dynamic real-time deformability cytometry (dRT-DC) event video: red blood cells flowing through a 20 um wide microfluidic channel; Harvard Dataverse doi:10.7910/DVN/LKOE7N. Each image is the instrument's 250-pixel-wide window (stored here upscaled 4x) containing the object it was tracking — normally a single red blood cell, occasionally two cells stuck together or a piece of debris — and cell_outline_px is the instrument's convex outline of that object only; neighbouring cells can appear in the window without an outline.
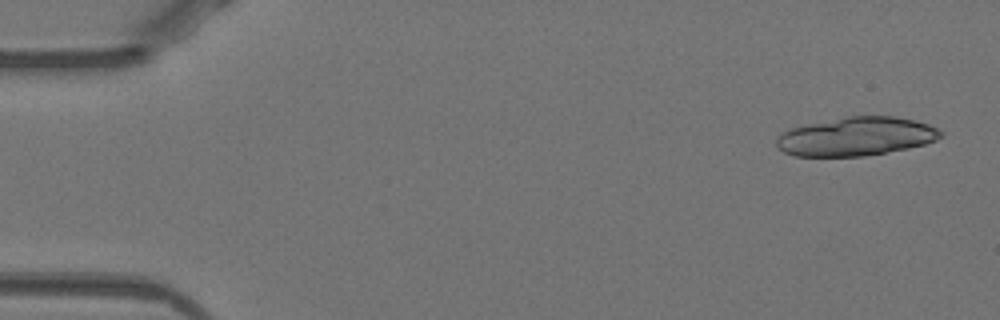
{"species": "Egyptian fruit bat (a non-hibernating species)", "species_latin": "Rousettus aegyptiacus", "temperature_condition": "warm", "stored_images_in_passage": 19, "camera_frame_rate_fps": 3000, "um_per_image_px": 0.085, "animal": {"sex": "female"}, "frame": {"image": 1, "passage_image": 2, "time_ms": 0.333, "image_size_px": [1000, 320], "cell_outline_px": [[944, 136], [936, 140], [924, 144], [908, 148], [864, 156], [792, 156], [784, 152], [776, 144], [776, 140], [784, 132], [792, 128], [808, 124], [848, 116], [896, 116], [928, 124], [940, 128], [944, 132]], "centroid_in_image_um": [72.83, 11.6], "position_along_channel_um": 12.2, "area_um2": 36.82}}